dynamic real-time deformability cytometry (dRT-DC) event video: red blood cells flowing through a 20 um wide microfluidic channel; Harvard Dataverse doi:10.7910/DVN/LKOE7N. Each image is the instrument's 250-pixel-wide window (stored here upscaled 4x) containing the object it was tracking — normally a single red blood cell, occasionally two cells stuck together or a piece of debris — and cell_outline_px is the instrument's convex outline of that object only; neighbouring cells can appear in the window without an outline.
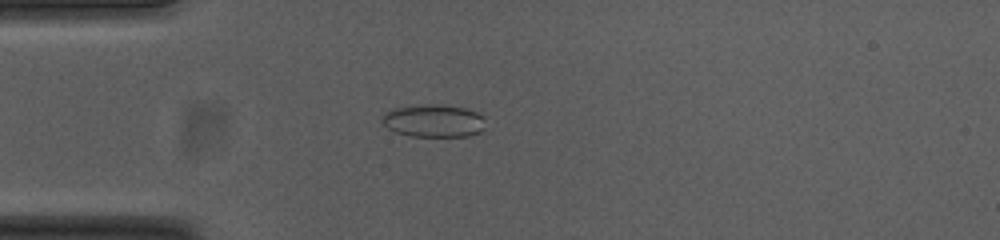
{"species": "common noctule bat (a hibernating species)", "species_latin": "Nyctalus noctula", "temperature_condition": "cold", "stored_images_in_passage": 53, "camera_frame_rate_fps": 3000, "um_per_image_px": 0.085, "animal": {"sex": "female", "body_mass_g": 23.0, "forearm_length_mm": 53.4}, "frame": {"image": 1, "passage_image": 14, "time_ms": 4.333, "image_size_px": [1000, 240], "cell_outline_px": [[480, 132], [468, 136], [412, 136], [396, 132], [388, 128], [380, 120], [392, 108], [432, 104], [464, 108], [476, 112], [480, 116]], "centroid_in_image_um": [36.78, 10.28], "position_along_channel_um": 48.2, "area_um2": 18.96}}
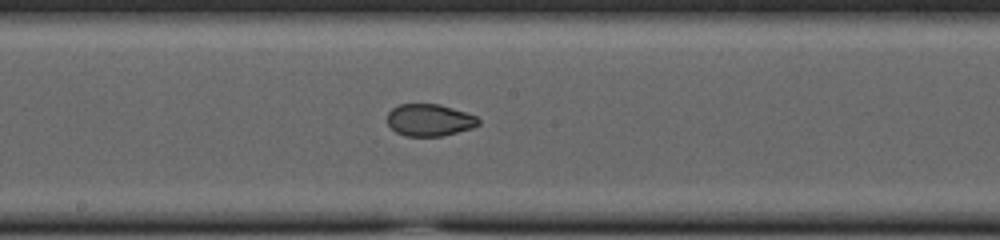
{"frame": {"image": 2, "passage_image": 28, "time_ms": 9.0, "image_size_px": [1000, 240], "cell_outline_px": [[480, 124], [472, 128], [440, 136], [404, 136], [396, 132], [388, 124], [388, 112], [392, 108], [400, 104], [440, 104], [476, 116], [480, 120]], "centroid_in_image_um": [36.5, 10.2], "position_along_channel_um": 211.7, "area_um2": 16.94}}
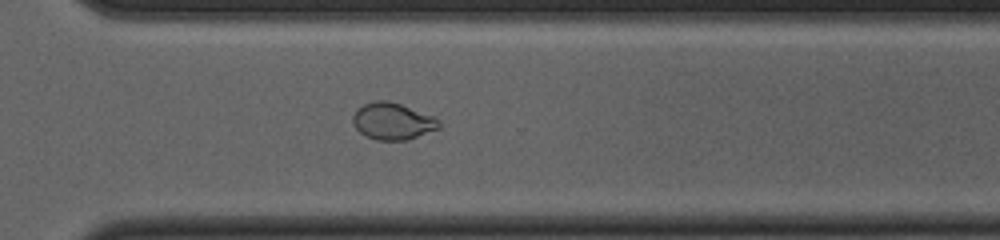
{"frame": {"image": 3, "passage_image": 38, "time_ms": 12.333, "image_size_px": [1000, 240], "cell_outline_px": [[440, 128], [404, 140], [376, 140], [360, 132], [352, 124], [352, 116], [356, 108], [364, 104], [376, 100], [388, 100], [436, 116], [440, 120]], "centroid_in_image_um": [33.37, 10.28], "position_along_channel_um": 337.2, "area_um2": 18.55}, "authors_computed_cell_mechanics": {"area_um2": 19.5364, "velocity_mm_per_s": 3.7661, "shape_relaxation_time_tau1_ms": null, "shape_relaxation_time_tau2_ms": 1.2876, "deformation_change_tau1": null, "deformation_change_tau2": 0.0486}}